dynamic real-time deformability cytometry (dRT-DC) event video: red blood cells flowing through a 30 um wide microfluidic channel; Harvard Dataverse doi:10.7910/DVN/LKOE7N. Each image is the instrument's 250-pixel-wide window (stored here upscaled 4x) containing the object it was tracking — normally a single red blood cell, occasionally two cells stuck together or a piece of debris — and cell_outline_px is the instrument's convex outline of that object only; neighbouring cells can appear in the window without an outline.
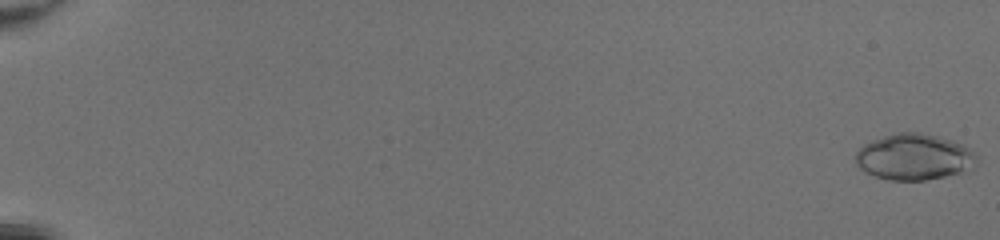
{"species": "common noctule bat (a hibernating species)", "species_latin": "Nyctalus noctula", "temperature_condition": "room temperature", "stored_images_in_passage": 51, "camera_frame_rate_fps": 3000, "um_per_image_px": 0.085, "animal": {"sex": "female", "body_mass_g": 20.0, "forearm_length_mm": 54.0}, "frame": {"image": 1, "passage_image": 1, "time_ms": 0.0, "image_size_px": [1000, 240], "cell_outline_px": [[980, 156], [976, 164], [960, 172], [944, 176], [924, 180], [888, 180], [864, 172], [856, 164], [856, 152], [864, 144], [872, 140], [884, 136], [900, 132], [920, 132], [952, 140], [976, 152]], "centroid_in_image_um": [77.7, 13.34], "position_along_channel_um": 7.3, "area_um2": 32.43}}
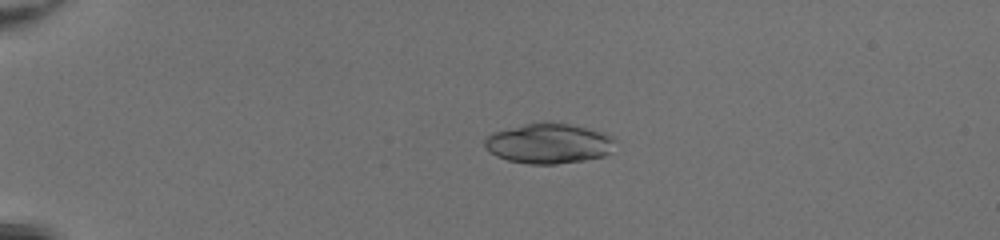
{"frame": {"image": 2, "passage_image": 14, "time_ms": 4.333, "image_size_px": [1000, 240], "cell_outline_px": [[616, 140], [608, 152], [604, 156], [584, 160], [556, 164], [528, 164], [508, 160], [496, 156], [484, 144], [484, 140], [492, 132], [524, 124], [544, 120], [548, 120], [572, 124], [604, 132], [612, 136]], "centroid_in_image_um": [46.65, 12.16], "position_along_channel_um": 38.3, "area_um2": 30.75}}
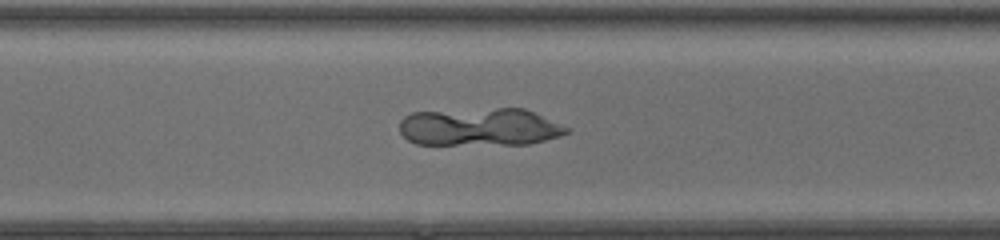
{"frame": {"image": 3, "passage_image": 39, "time_ms": 12.667, "image_size_px": [1000, 240], "cell_outline_px": [[572, 128], [568, 132], [560, 136], [528, 144], [416, 144], [408, 140], [400, 132], [400, 120], [404, 116], [412, 112], [496, 108], [524, 108]], "centroid_in_image_um": [40.79, 10.79], "position_along_channel_um": 329.8, "area_um2": 36.93}}